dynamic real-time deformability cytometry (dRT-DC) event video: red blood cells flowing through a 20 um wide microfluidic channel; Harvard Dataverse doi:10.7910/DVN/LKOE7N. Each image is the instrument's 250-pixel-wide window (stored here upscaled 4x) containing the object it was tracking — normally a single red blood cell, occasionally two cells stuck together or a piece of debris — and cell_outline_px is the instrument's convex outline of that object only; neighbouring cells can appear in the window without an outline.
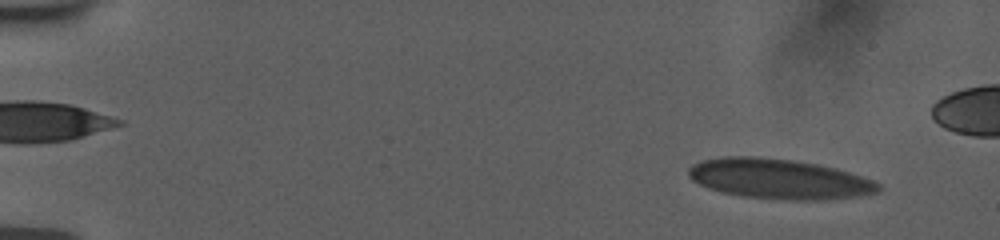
{"species": "human", "species_latin": "Homo sapiens", "temperature_condition": "room temperature", "stored_images_in_passage": 21, "camera_frame_rate_fps": 3000, "um_per_image_px": 0.085, "donor": {"sex": "female"}, "frame": {"image": 1, "passage_image": 6, "time_ms": 1.333, "image_size_px": [1000, 240], "cell_outline_px": [[880, 188], [872, 192], [852, 196], [812, 200], [792, 200], [748, 196], [724, 192], [700, 184], [688, 176], [688, 172], [696, 164], [704, 160], [728, 156], [752, 156], [784, 160], [812, 164], [844, 172], [868, 180], [876, 184]], "centroid_in_image_um": [66.1, 15.21], "position_along_channel_um": 18.9, "area_um2": 41.85}}